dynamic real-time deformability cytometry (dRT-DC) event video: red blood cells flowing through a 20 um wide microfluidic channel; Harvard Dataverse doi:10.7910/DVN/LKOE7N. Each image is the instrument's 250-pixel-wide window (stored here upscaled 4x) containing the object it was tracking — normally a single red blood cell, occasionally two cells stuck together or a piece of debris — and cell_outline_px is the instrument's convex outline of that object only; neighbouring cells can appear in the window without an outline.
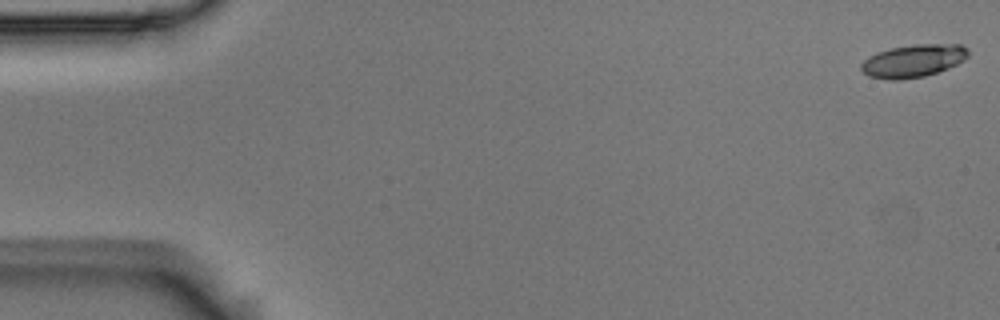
{"species": "Egyptian fruit bat (a non-hibernating species)", "species_latin": "Rousettus aegyptiacus", "temperature_condition": "room temperature", "stored_images_in_passage": 55, "camera_frame_rate_fps": 3000, "um_per_image_px": 0.085, "animal": {"sex": "male"}, "frame": {"image": 1, "passage_image": 1, "time_ms": 0.0, "image_size_px": [1000, 320], "cell_outline_px": [[968, 56], [964, 60], [948, 68], [924, 76], [900, 80], [888, 80], [868, 76], [860, 68], [860, 64], [868, 56], [876, 52], [892, 48], [916, 44], [960, 44], [968, 48]], "centroid_in_image_um": [77.61, 5.17], "position_along_channel_um": 7.4, "area_um2": 20.46}}
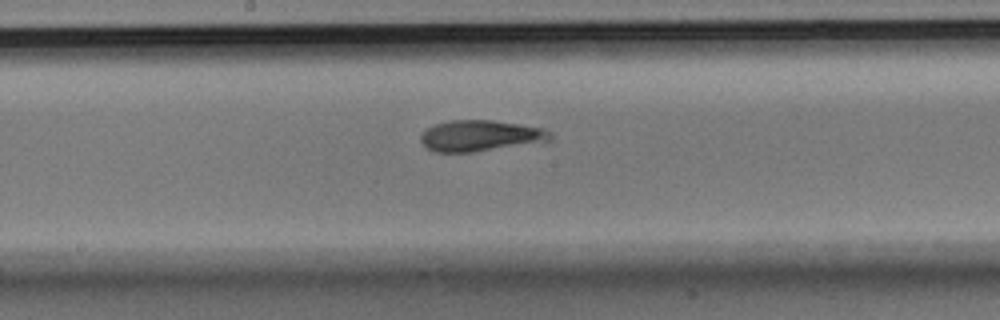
{"frame": {"image": 2, "passage_image": 29, "time_ms": 9.333, "image_size_px": [1000, 320], "cell_outline_px": [[552, 140], [472, 152], [432, 152], [424, 148], [420, 140], [420, 136], [428, 128], [436, 124], [452, 120], [492, 120], [520, 124], [544, 128], [552, 132]], "centroid_in_image_um": [40.81, 11.54], "position_along_channel_um": 207.4, "area_um2": 23.41}}
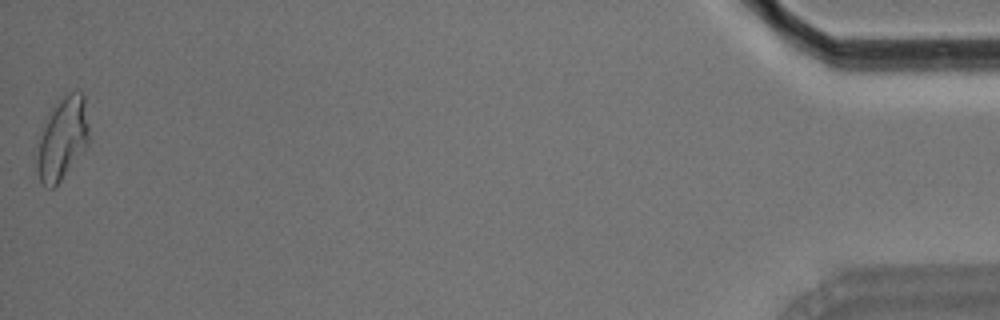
{"frame": {"image": 3, "passage_image": 55, "time_ms": 18.0, "image_size_px": [1000, 320], "cell_outline_px": [[88, 144], [60, 180], [52, 188], [48, 188], [40, 180], [36, 168], [36, 160], [40, 140], [44, 128], [52, 112], [60, 100], [64, 96], [72, 92], [84, 92], [88, 124]], "centroid_in_image_um": [5.33, 11.8], "position_along_channel_um": 429.9, "area_um2": 23.87}, "authors_computed_cell_mechanics": {"area_um2": 22.5998, "velocity_mm_per_s": 3.6768, "shape_relaxation_time_tau1_ms": 9.5292, "shape_relaxation_time_tau2_ms": 1.8211, "deformation_change_tau1": 0.2723, "deformation_change_tau2": 0.0885}}